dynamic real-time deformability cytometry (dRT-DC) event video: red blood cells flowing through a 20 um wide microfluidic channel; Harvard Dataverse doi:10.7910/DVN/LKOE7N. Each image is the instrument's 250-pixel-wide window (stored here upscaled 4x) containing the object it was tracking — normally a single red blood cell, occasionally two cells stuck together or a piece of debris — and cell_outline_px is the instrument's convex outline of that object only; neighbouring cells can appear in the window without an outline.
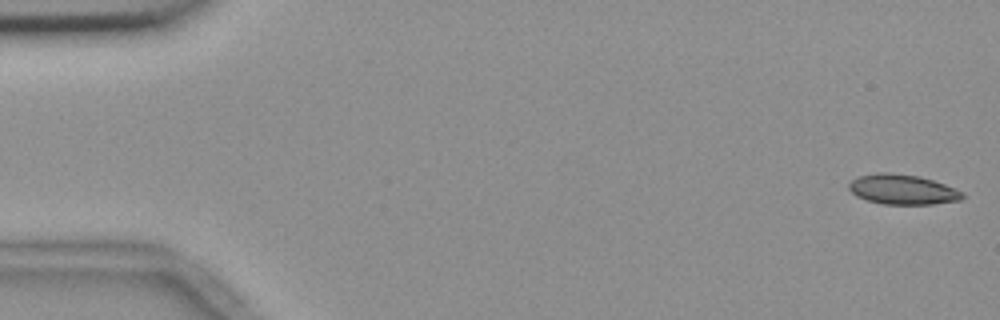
{"species": "common noctule bat (a hibernating species)", "species_latin": "Nyctalus noctula", "temperature_condition": "room temperature", "stored_images_in_passage": 55, "camera_frame_rate_fps": 3000, "um_per_image_px": 0.085, "animal": {"sex": "female", "body_mass_g": 18.4}, "frame": {"image": 1, "passage_image": 1, "time_ms": 0.0, "image_size_px": [1000, 320], "cell_outline_px": [[964, 196], [960, 200], [932, 204], [884, 204], [868, 200], [856, 196], [848, 188], [848, 184], [856, 176], [880, 172], [888, 172], [920, 176], [944, 184], [964, 192]], "centroid_in_image_um": [76.7, 16.09], "position_along_channel_um": 8.3, "area_um2": 19.83}}
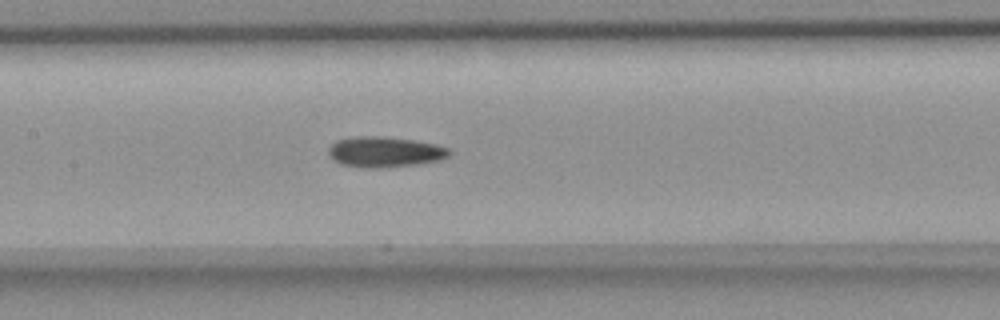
{"frame": {"image": 2, "passage_image": 26, "time_ms": 8.333, "image_size_px": [1000, 320], "cell_outline_px": [[452, 152], [448, 156], [440, 160], [420, 164], [388, 168], [364, 168], [340, 164], [332, 160], [328, 152], [328, 148], [336, 140], [360, 136], [380, 136], [412, 140], [436, 144], [448, 148]], "centroid_in_image_um": [32.7, 12.93], "position_along_channel_um": 174.7, "area_um2": 21.73}}
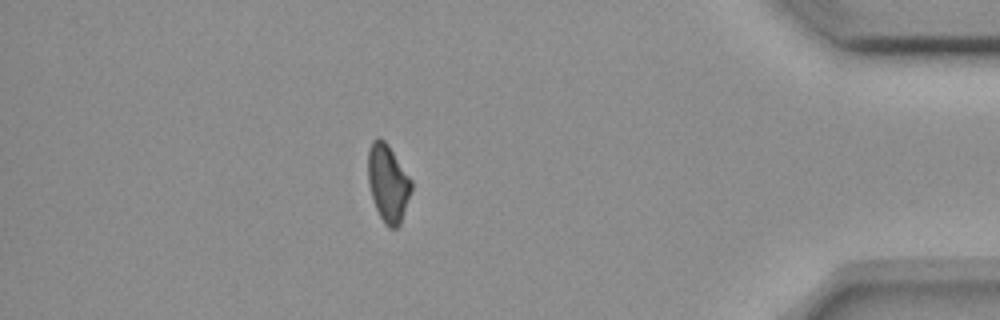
{"frame": {"image": 3, "passage_image": 48, "time_ms": 15.667, "image_size_px": [1000, 320], "cell_outline_px": [[412, 188], [400, 224], [396, 228], [388, 228], [384, 224], [376, 208], [372, 196], [368, 180], [368, 148], [372, 140], [376, 136], [380, 136], [388, 144], [412, 180]], "centroid_in_image_um": [32.97, 15.53], "position_along_channel_um": 402.2, "area_um2": 19.59}}